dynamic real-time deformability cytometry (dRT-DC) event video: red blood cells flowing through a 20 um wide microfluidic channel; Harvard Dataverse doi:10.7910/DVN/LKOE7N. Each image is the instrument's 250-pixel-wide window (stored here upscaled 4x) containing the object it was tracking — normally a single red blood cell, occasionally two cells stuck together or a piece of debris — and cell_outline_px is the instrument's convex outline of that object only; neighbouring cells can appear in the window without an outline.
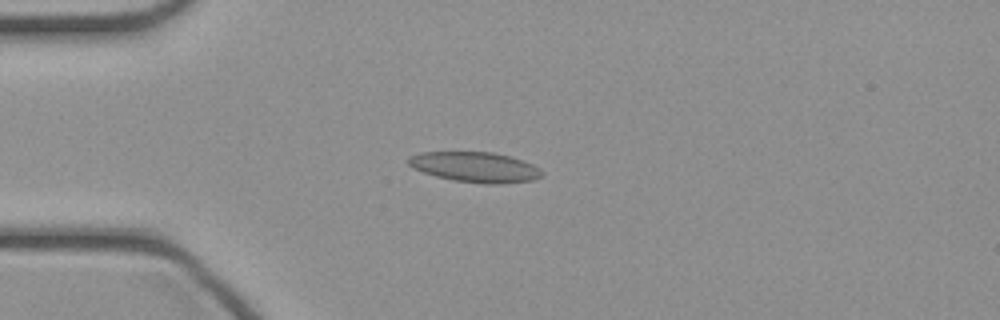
{"species": "common noctule bat (a hibernating species)", "species_latin": "Nyctalus noctula", "temperature_condition": "cold", "stored_images_in_passage": 41, "camera_frame_rate_fps": 3000, "um_per_image_px": 0.085, "animal": {"sex": "female", "body_mass_g": 21.9}, "frame": {"image": 1, "passage_image": 11, "time_ms": 3.333, "image_size_px": [1000, 320], "cell_outline_px": [[544, 172], [540, 176], [532, 180], [504, 184], [484, 184], [452, 180], [436, 176], [412, 168], [408, 164], [408, 156], [420, 152], [492, 152], [508, 156], [532, 164], [540, 168]], "centroid_in_image_um": [40.36, 14.21], "position_along_channel_um": 44.6, "area_um2": 23.52}}
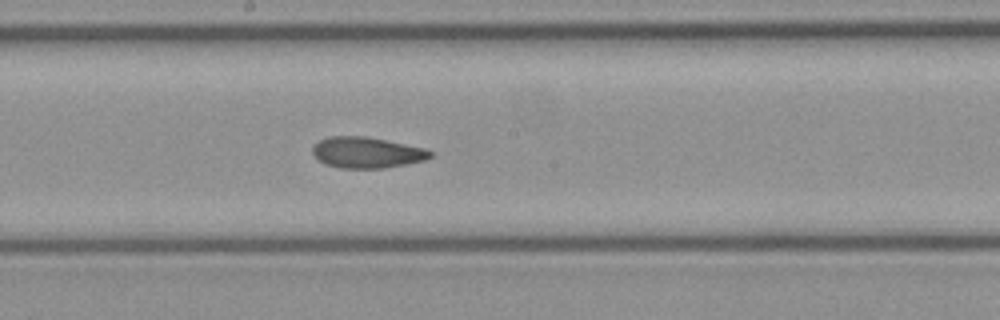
{"frame": {"image": 2, "passage_image": 24, "time_ms": 7.667, "image_size_px": [1000, 320], "cell_outline_px": [[432, 156], [424, 160], [384, 168], [340, 168], [324, 164], [316, 160], [312, 152], [312, 144], [328, 136], [364, 136], [424, 148], [432, 152]], "centroid_in_image_um": [31.09, 12.97], "position_along_channel_um": 217.1, "area_um2": 21.21}}
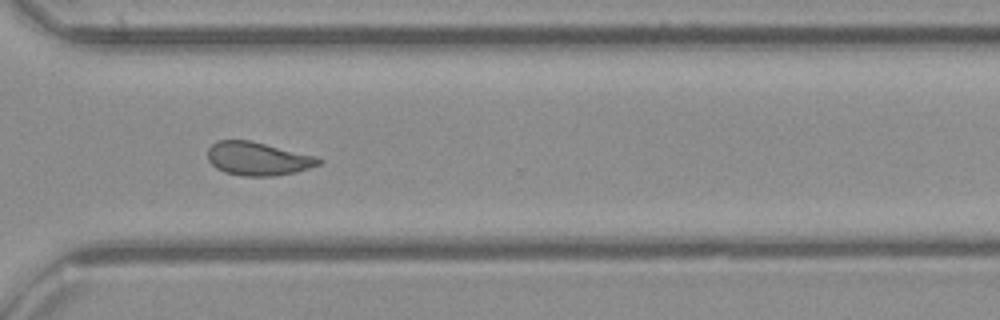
{"frame": {"image": 3, "passage_image": 33, "time_ms": 10.667, "image_size_px": [1000, 320], "cell_outline_px": [[324, 160], [320, 164], [296, 172], [272, 176], [244, 176], [224, 172], [216, 168], [208, 160], [208, 148], [216, 140], [252, 140], [320, 156]], "centroid_in_image_um": [21.97, 13.47], "position_along_channel_um": 348.6, "area_um2": 22.02}}